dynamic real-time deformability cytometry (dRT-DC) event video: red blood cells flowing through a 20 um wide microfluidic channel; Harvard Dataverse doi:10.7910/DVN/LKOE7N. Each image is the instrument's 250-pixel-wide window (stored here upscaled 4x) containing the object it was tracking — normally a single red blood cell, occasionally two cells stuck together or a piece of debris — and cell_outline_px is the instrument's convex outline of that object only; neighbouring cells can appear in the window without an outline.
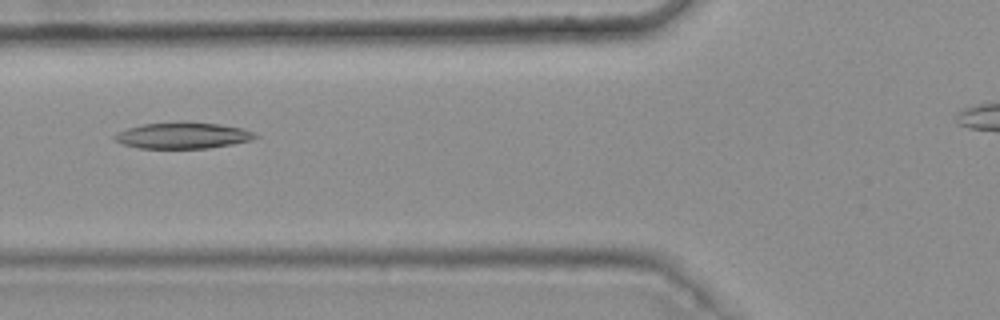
{"species": "common noctule bat (a hibernating species)", "species_latin": "Nyctalus noctula", "temperature_condition": "warm", "stored_images_in_passage": 25, "camera_frame_rate_fps": 3000, "um_per_image_px": 0.085, "animal": {"sex": "female", "body_mass_g": 25.1}, "frame": {"image": 1, "passage_image": 4, "time_ms": 1.0, "image_size_px": [1000, 320], "cell_outline_px": [[260, 136], [252, 140], [232, 144], [208, 148], [140, 148], [124, 144], [112, 140], [112, 136], [116, 132], [128, 128], [144, 124], [180, 120], [184, 120], [220, 124], [240, 128], [252, 132]], "centroid_in_image_um": [15.51, 11.49], "position_along_channel_um": 110.3, "area_um2": 21.85}}